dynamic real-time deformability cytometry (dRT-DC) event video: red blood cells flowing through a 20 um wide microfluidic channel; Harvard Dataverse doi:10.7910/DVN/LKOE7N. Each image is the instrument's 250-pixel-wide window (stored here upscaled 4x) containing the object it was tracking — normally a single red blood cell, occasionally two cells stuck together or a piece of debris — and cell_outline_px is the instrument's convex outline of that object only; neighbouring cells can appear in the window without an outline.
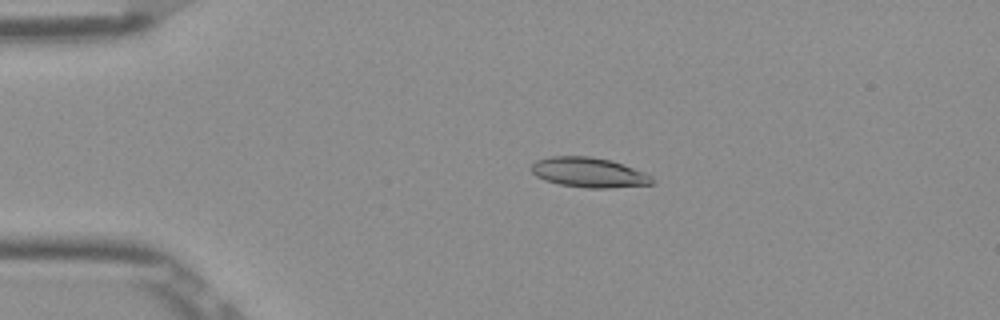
{"species": "Egyptian fruit bat (a non-hibernating species)", "species_latin": "Rousettus aegyptiacus", "temperature_condition": "room temperature", "stored_images_in_passage": 47, "camera_frame_rate_fps": 3000, "um_per_image_px": 0.085, "frame": {"image": 1, "passage_image": 6, "time_ms": 1.667, "image_size_px": [1000, 320], "cell_outline_px": [[656, 180], [652, 184], [612, 188], [584, 188], [560, 184], [544, 180], [536, 176], [528, 168], [536, 160], [548, 156], [588, 156], [612, 160], [624, 164], [644, 172], [652, 176]], "centroid_in_image_um": [50.05, 14.65], "position_along_channel_um": 35.0, "area_um2": 21.39}}
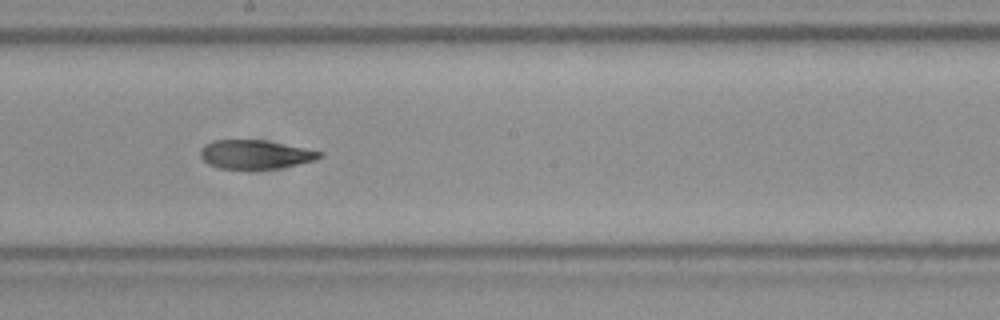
{"frame": {"image": 2, "passage_image": 24, "time_ms": 7.667, "image_size_px": [1000, 320], "cell_outline_px": [[324, 156], [316, 160], [280, 168], [220, 168], [208, 164], [200, 156], [200, 148], [204, 144], [212, 140], [264, 140], [324, 152]], "centroid_in_image_um": [21.7, 13.11], "position_along_channel_um": 226.5, "area_um2": 19.94}}
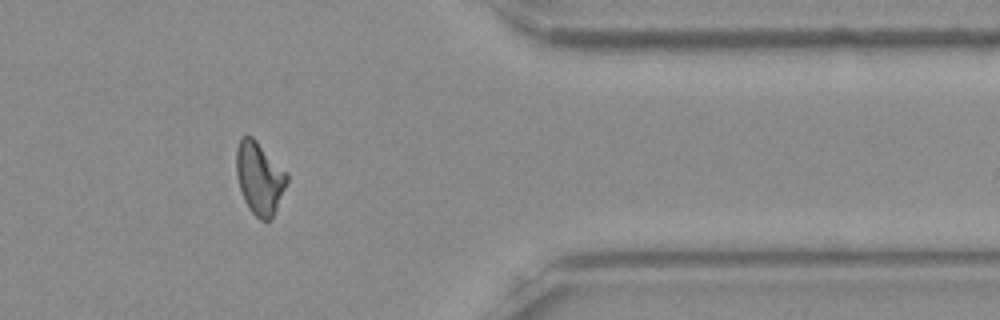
{"frame": {"image": 3, "passage_image": 38, "time_ms": 12.333, "image_size_px": [1000, 320], "cell_outline_px": [[288, 180], [276, 208], [272, 216], [268, 220], [260, 220], [248, 208], [244, 200], [236, 176], [236, 148], [240, 140], [244, 136], [252, 136], [288, 172]], "centroid_in_image_um": [22.05, 15.11], "position_along_channel_um": 389.4, "area_um2": 21.21}, "authors_computed_cell_mechanics": {"area_um2": 21.1548, "velocity_mm_per_s": 3.8934, "shape_relaxation_time_tau1_ms": null, "shape_relaxation_time_tau2_ms": 3.047, "deformation_change_tau1": null, "deformation_change_tau2": 0.103}}